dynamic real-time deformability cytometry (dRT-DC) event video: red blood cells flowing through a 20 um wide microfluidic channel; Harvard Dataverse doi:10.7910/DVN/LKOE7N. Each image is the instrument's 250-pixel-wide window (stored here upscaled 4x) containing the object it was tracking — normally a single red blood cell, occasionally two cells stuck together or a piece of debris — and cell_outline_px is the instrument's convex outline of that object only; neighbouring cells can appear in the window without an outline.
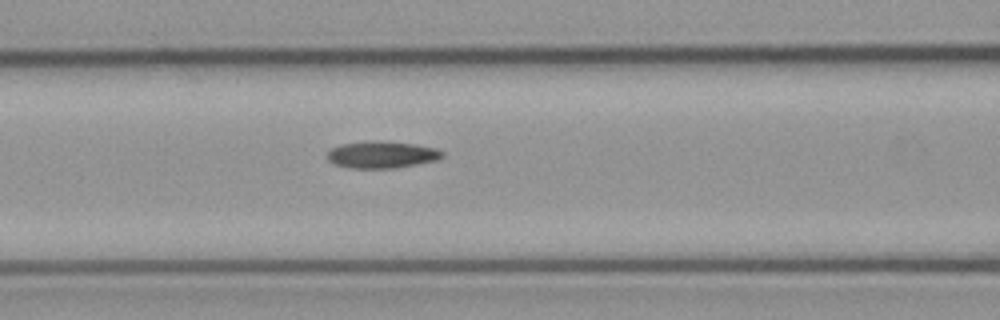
{"species": "common noctule bat (a hibernating species)", "species_latin": "Nyctalus noctula", "temperature_condition": "cold", "stored_images_in_passage": 6, "camera_frame_rate_fps": 3000, "um_per_image_px": 0.085, "animal": {"sex": "male", "body_mass_g": 23.1, "forearm_length_mm": 52.7}, "frame": {"image": 1, "passage_image": 6, "time_ms": 6.333, "image_size_px": [1000, 320], "cell_outline_px": [[444, 156], [436, 160], [396, 168], [348, 168], [332, 164], [328, 160], [328, 152], [332, 148], [340, 144], [368, 140], [380, 140], [416, 144], [436, 148], [444, 152]], "centroid_in_image_um": [32.44, 13.13], "position_along_channel_um": 134.2, "area_um2": 18.32}}